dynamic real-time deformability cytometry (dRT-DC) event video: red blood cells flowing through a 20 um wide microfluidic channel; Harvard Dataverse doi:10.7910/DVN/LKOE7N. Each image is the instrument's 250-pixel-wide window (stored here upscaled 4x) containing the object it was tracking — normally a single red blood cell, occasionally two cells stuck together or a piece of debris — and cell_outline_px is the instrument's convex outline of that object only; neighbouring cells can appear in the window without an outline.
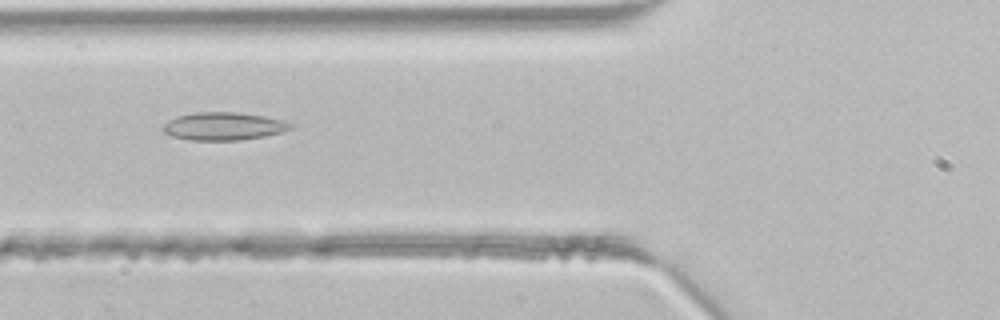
{"species": "common noctule bat (a hibernating species)", "species_latin": "Nyctalus noctula", "temperature_condition": "room temperature", "stored_images_in_passage": 4, "camera_frame_rate_fps": 3000, "um_per_image_px": 0.085, "animal": {"sex": "male", "body_mass_g": 21.5, "forearm_length_mm": 52.0}, "frame": {"image": 1, "passage_image": 4, "time_ms": 1.0, "image_size_px": [1000, 320], "cell_outline_px": [[292, 128], [280, 132], [264, 136], [240, 140], [192, 140], [172, 136], [164, 132], [160, 128], [168, 120], [176, 116], [196, 112], [236, 112], [264, 116], [280, 120], [292, 124]], "centroid_in_image_um": [18.94, 10.72], "position_along_channel_um": 106.9, "area_um2": 20.58}}